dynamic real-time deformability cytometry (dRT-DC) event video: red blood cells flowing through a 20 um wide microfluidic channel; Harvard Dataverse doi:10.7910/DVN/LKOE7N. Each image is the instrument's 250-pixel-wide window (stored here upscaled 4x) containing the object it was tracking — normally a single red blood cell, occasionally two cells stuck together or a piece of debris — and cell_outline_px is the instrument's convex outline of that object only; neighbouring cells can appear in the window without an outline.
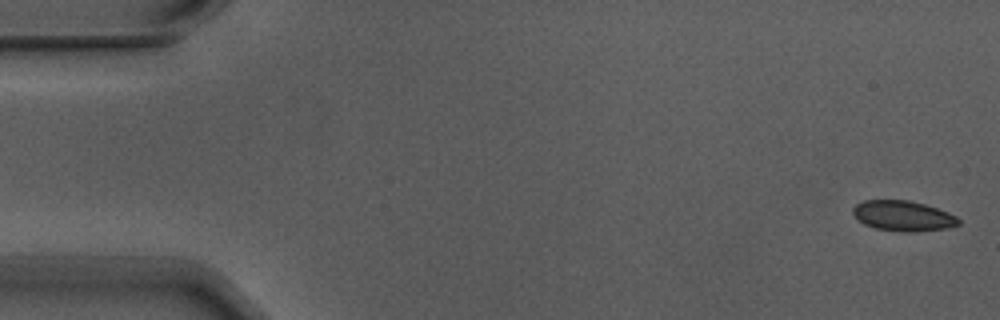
{"species": "Egyptian fruit bat (a non-hibernating species)", "species_latin": "Rousettus aegyptiacus", "temperature_condition": "warm", "stored_images_in_passage": 7, "camera_frame_rate_fps": 3000, "um_per_image_px": 0.085, "animal": {"sex": "male"}, "frame": {"image": 1, "passage_image": 1, "time_ms": 0.0, "image_size_px": [1000, 320], "cell_outline_px": [[960, 224], [948, 228], [916, 232], [904, 232], [876, 228], [864, 224], [852, 212], [852, 208], [856, 204], [864, 200], [908, 200], [924, 204], [948, 212], [956, 216], [960, 220]], "centroid_in_image_um": [76.78, 18.35], "position_along_channel_um": 8.2, "area_um2": 18.61}}
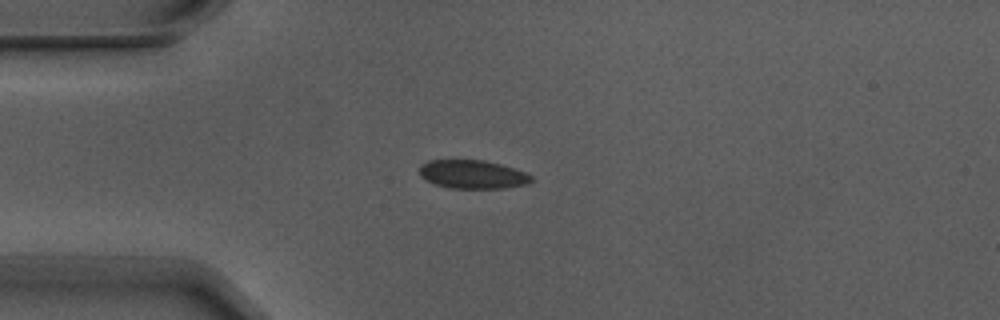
{"frame": {"image": 2, "passage_image": 4, "time_ms": 1.0, "image_size_px": [1000, 320], "cell_outline_px": [[532, 180], [528, 184], [504, 188], [448, 188], [436, 184], [420, 176], [420, 164], [428, 160], [484, 160], [500, 164], [524, 172], [532, 176]], "centroid_in_image_um": [40.16, 14.82], "position_along_channel_um": 44.8, "area_um2": 18.5}}
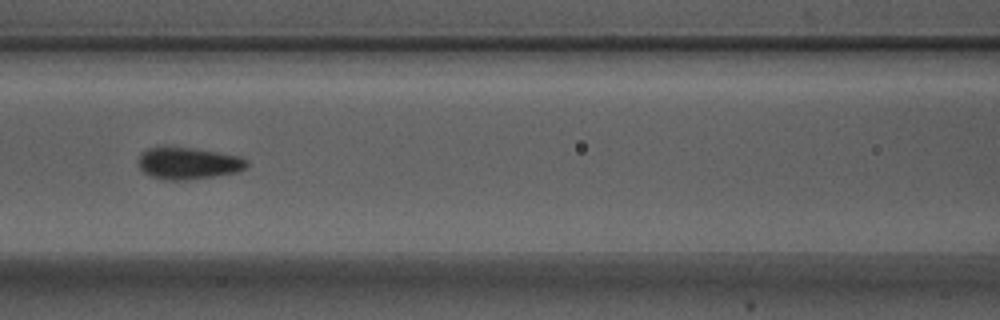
{"frame": {"image": 3, "passage_image": 7, "time_ms": 2.0, "image_size_px": [1000, 320], "cell_outline_px": [[248, 164], [244, 168], [236, 172], [188, 180], [164, 180], [148, 176], [136, 164], [136, 160], [140, 152], [148, 148], [160, 144], [164, 144], [196, 148], [240, 156], [248, 160]], "centroid_in_image_um": [15.89, 13.83], "position_along_channel_um": 150.7, "area_um2": 20.98}}